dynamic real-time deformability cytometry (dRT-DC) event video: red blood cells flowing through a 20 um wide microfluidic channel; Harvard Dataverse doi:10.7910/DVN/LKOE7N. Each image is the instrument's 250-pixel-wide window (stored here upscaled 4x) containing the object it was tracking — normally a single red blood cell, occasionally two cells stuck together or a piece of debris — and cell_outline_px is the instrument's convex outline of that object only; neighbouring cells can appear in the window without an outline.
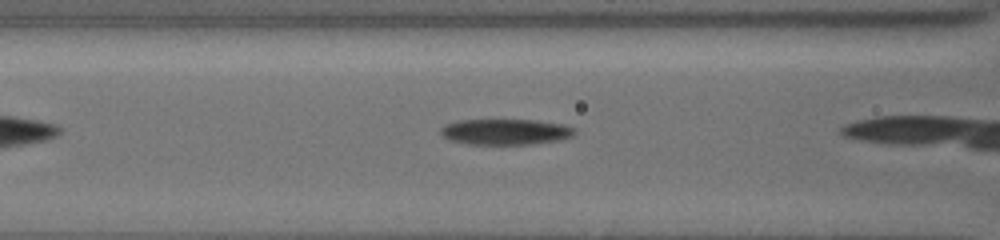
{"species": "common noctule bat (a hibernating species)", "species_latin": "Nyctalus noctula", "temperature_condition": "cold", "stored_images_in_passage": 6, "camera_frame_rate_fps": 3000, "um_per_image_px": 0.085, "animal": {"sex": "female", "body_mass_g": 19.5, "forearm_length_mm": 54.1}, "frame": {"image": 1, "passage_image": 5, "time_ms": 1.333, "image_size_px": [1000, 240], "cell_outline_px": [[576, 132], [572, 136], [560, 140], [532, 144], [468, 144], [448, 140], [440, 132], [440, 128], [444, 124], [456, 120], [536, 120], [564, 124], [576, 128]], "centroid_in_image_um": [42.97, 11.2], "position_along_channel_um": 123.6, "area_um2": 20.35}}